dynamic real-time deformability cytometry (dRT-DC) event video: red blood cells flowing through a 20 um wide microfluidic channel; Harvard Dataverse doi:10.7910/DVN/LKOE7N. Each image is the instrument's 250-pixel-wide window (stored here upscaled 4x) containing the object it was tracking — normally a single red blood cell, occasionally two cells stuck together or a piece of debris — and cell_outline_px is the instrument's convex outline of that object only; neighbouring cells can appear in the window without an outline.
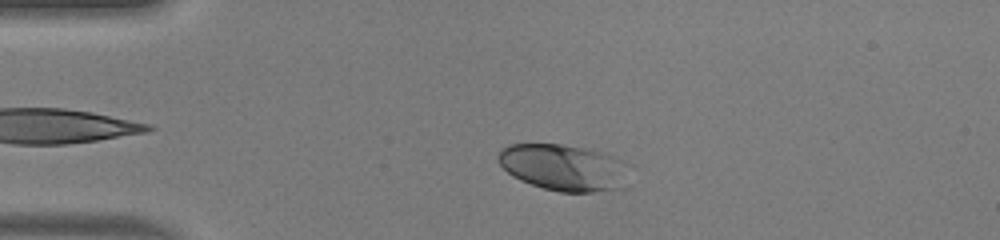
{"species": "human", "species_latin": "Homo sapiens", "temperature_condition": "warm", "stored_images_in_passage": 45, "camera_frame_rate_fps": 3000, "um_per_image_px": 0.085, "donor": {"sex": "male"}, "frame": {"image": 1, "passage_image": 7, "time_ms": 2.0, "image_size_px": [1000, 240], "cell_outline_px": [[624, 188], [592, 192], [560, 192], [544, 188], [520, 180], [512, 176], [500, 164], [496, 156], [500, 148], [508, 144], [560, 144], [592, 148], [604, 152], [620, 160]], "centroid_in_image_um": [47.79, 14.21], "position_along_channel_um": 37.2, "area_um2": 35.08}}
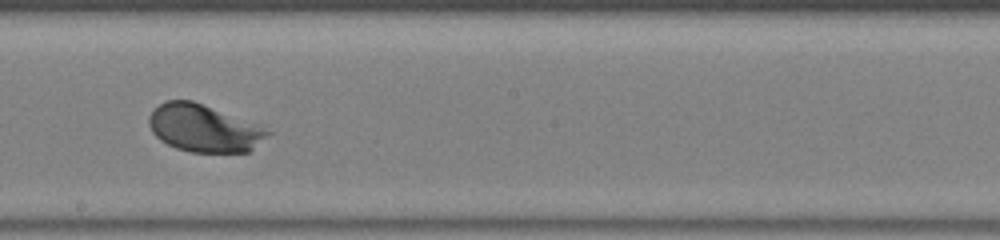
{"frame": {"image": 2, "passage_image": 24, "time_ms": 7.667, "image_size_px": [1000, 240], "cell_outline_px": [[272, 132], [248, 152], [192, 152], [176, 148], [160, 140], [152, 132], [148, 124], [148, 116], [152, 108], [164, 100], [192, 100], [264, 124]], "centroid_in_image_um": [17.35, 10.87], "position_along_channel_um": 230.8, "area_um2": 33.52}}
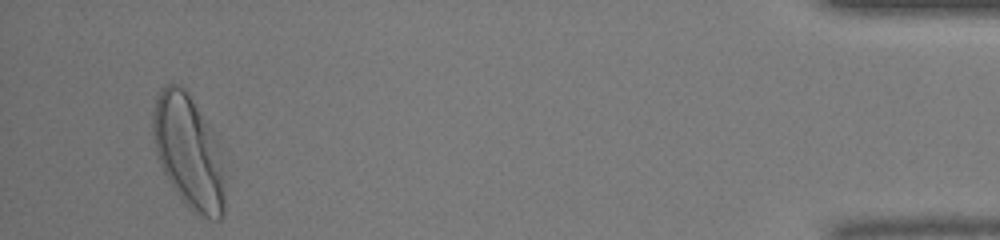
{"frame": {"image": 3, "passage_image": 43, "time_ms": 14.0, "image_size_px": [1000, 240], "cell_outline_px": [[224, 212], [220, 220], [212, 220], [188, 208], [164, 172], [160, 164], [156, 152], [152, 128], [152, 112], [156, 96], [160, 88], [164, 84], [180, 84], [188, 92], [208, 124], [220, 172], [224, 192]], "centroid_in_image_um": [15.94, 12.86], "position_along_channel_um": 419.3, "area_um2": 45.84}, "authors_computed_cell_mechanics": {"area_um2": 34.102, "velocity_mm_per_s": 4.1468, "shape_relaxation_time_tau1_ms": 1.3446, "shape_relaxation_time_tau2_ms": null, "deformation_change_tau1": 0.1396, "deformation_change_tau2": null}}